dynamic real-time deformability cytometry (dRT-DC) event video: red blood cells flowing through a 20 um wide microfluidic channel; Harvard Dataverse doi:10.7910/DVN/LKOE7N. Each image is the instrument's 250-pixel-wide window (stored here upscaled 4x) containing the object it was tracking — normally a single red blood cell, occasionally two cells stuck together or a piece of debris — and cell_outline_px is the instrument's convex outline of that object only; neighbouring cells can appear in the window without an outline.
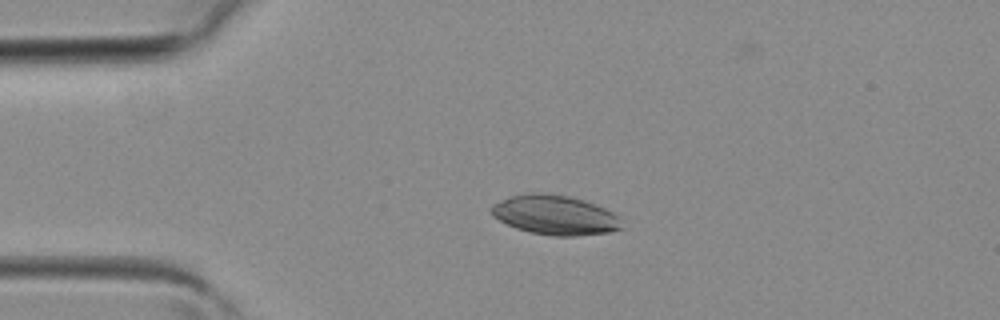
{"species": "common noctule bat (a hibernating species)", "species_latin": "Nyctalus noctula", "temperature_condition": "room temperature", "stored_images_in_passage": 3, "camera_frame_rate_fps": 3000, "um_per_image_px": 0.085, "animal": {"sex": "female", "body_mass_g": 19.3, "forearm_length_mm": 54.1}, "frame": {"image": 1, "passage_image": 2, "time_ms": 0.333, "image_size_px": [1000, 320], "cell_outline_px": [[624, 228], [608, 232], [576, 236], [552, 236], [532, 232], [516, 228], [492, 216], [488, 208], [492, 204], [500, 200], [512, 196], [528, 192], [540, 192], [572, 196], [596, 204], [620, 216]], "centroid_in_image_um": [47.18, 18.26], "position_along_channel_um": 37.8, "area_um2": 30.4}}
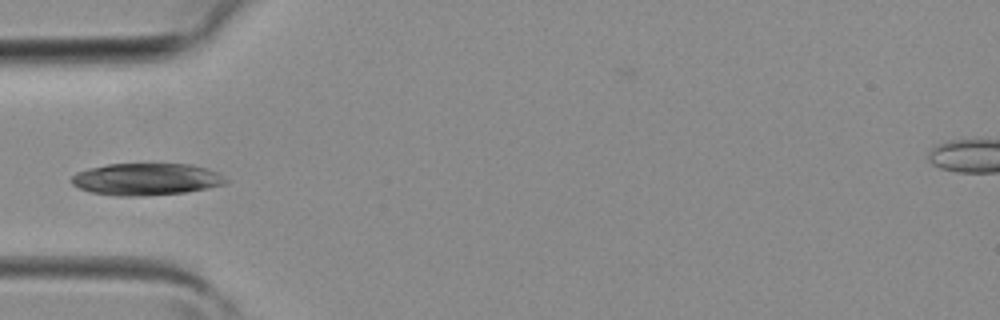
{"frame": {"image": 2, "passage_image": 3, "time_ms": 0.667, "image_size_px": [1000, 320], "cell_outline_px": [[228, 184], [208, 188], [184, 192], [144, 196], [116, 196], [88, 192], [72, 184], [68, 180], [76, 172], [88, 168], [108, 164], [192, 164], [208, 168], [224, 176], [228, 180]], "centroid_in_image_um": [12.42, 15.23], "position_along_channel_um": 72.6, "area_um2": 29.13}}